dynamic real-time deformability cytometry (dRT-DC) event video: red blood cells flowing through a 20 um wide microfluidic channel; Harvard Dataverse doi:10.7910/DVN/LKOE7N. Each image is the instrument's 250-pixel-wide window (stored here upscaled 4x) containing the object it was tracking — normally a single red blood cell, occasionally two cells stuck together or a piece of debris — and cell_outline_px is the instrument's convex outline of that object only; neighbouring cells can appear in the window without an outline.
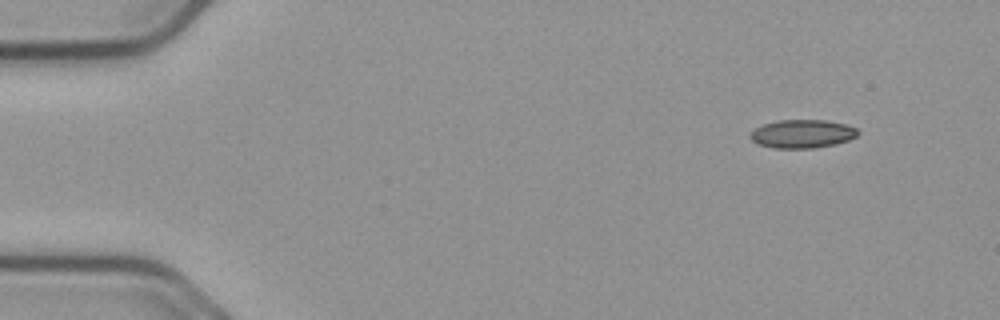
{"species": "common noctule bat (a hibernating species)", "species_latin": "Nyctalus noctula", "temperature_condition": "cold", "stored_images_in_passage": 52, "camera_frame_rate_fps": 3000, "um_per_image_px": 0.085, "animal": {"sex": "male", "body_mass_g": 23.1, "forearm_length_mm": 52.7}, "frame": {"image": 1, "passage_image": 1, "time_ms": 0.0, "image_size_px": [1000, 320], "cell_outline_px": [[860, 132], [856, 136], [848, 140], [836, 144], [812, 148], [772, 148], [756, 144], [748, 136], [760, 124], [776, 120], [828, 120], [844, 124], [856, 128]], "centroid_in_image_um": [68.16, 11.37], "position_along_channel_um": 16.8, "area_um2": 17.98}}
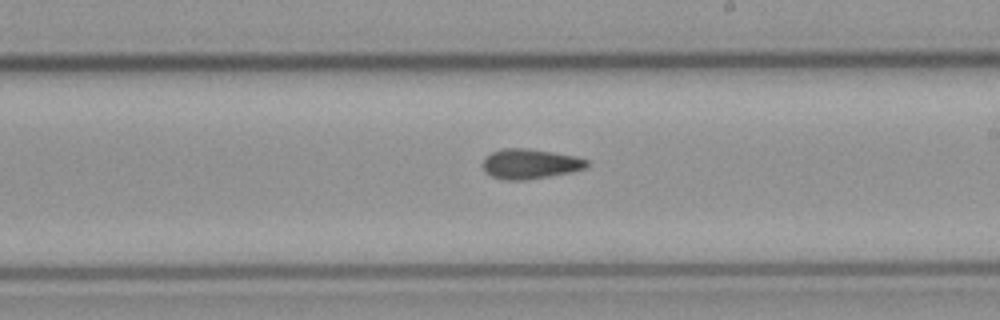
{"frame": {"image": 2, "passage_image": 28, "time_ms": 9.0, "image_size_px": [1000, 320], "cell_outline_px": [[588, 164], [584, 168], [568, 172], [548, 176], [524, 180], [504, 180], [492, 176], [484, 172], [484, 156], [492, 152], [504, 148], [528, 148], [576, 156], [588, 160]], "centroid_in_image_um": [45.02, 13.92], "position_along_channel_um": 244.0, "area_um2": 17.98}}
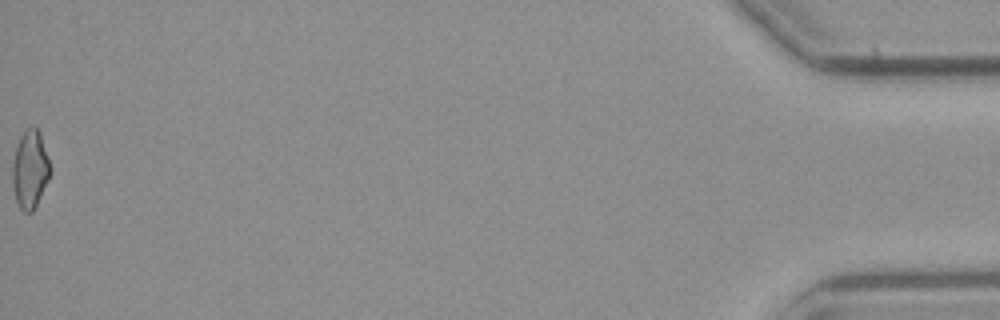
{"frame": {"image": 3, "passage_image": 52, "time_ms": 17.0, "image_size_px": [1000, 320], "cell_outline_px": [[52, 172], [32, 212], [24, 212], [20, 208], [16, 200], [12, 184], [12, 164], [16, 148], [20, 136], [28, 128], [36, 128], [40, 132], [52, 168]], "centroid_in_image_um": [2.56, 14.4], "position_along_channel_um": 432.6, "area_um2": 17.11}, "authors_computed_cell_mechanics": {"area_um2": 17.629, "velocity_mm_per_s": 3.6791, "shape_relaxation_time_tau1_ms": null, "shape_relaxation_time_tau2_ms": 4.3558, "deformation_change_tau1": null, "deformation_change_tau2": 0.1011}}